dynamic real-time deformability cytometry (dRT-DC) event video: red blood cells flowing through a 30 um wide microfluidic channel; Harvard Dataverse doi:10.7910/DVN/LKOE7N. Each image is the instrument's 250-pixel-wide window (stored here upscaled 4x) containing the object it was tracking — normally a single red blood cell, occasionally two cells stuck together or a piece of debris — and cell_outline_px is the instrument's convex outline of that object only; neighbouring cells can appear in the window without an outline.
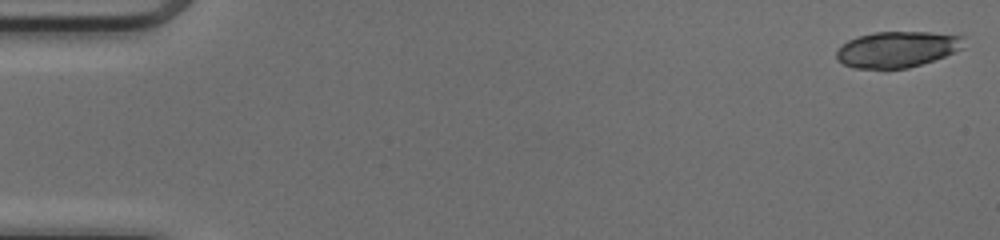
{"species": "common noctule bat (a hibernating species)", "species_latin": "Nyctalus noctula", "temperature_condition": "cold", "stored_images_in_passage": 49, "camera_frame_rate_fps": 3000, "um_per_image_px": 0.085, "animal": {"sex": "female", "body_mass_g": 17.0, "forearm_length_mm": 48.0}, "frame": {"image": 1, "passage_image": 1, "time_ms": 0.0, "image_size_px": [1000, 240], "cell_outline_px": [[964, 48], [944, 56], [908, 68], [856, 68], [844, 64], [836, 60], [836, 52], [848, 40], [856, 36], [876, 32], [932, 32], [964, 36]], "centroid_in_image_um": [76.27, 4.18], "position_along_channel_um": 8.7, "area_um2": 26.59}}
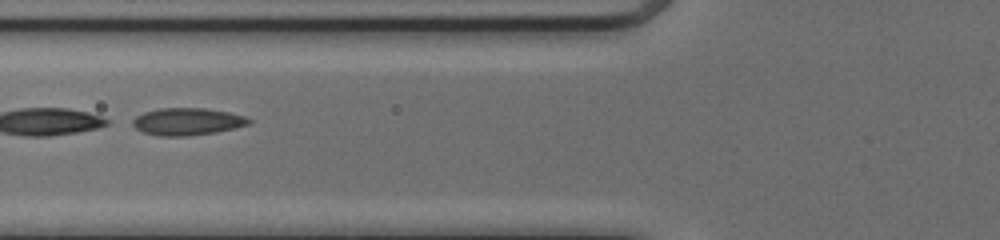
{"frame": {"image": 2, "passage_image": 20, "time_ms": 6.333, "image_size_px": [1000, 240], "cell_outline_px": [[252, 120], [248, 124], [236, 128], [216, 132], [188, 136], [160, 136], [144, 132], [136, 128], [132, 124], [132, 120], [136, 116], [144, 112], [160, 108], [204, 108], [228, 112], [244, 116]], "centroid_in_image_um": [15.92, 10.33], "position_along_channel_um": 109.9, "area_um2": 18.38}}
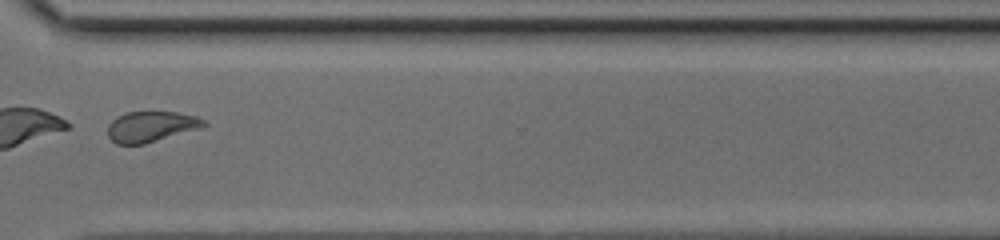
{"frame": {"image": 3, "passage_image": 38, "time_ms": 12.333, "image_size_px": [1000, 240], "cell_outline_px": [[208, 124], [204, 128], [144, 144], [116, 144], [108, 136], [108, 124], [116, 116], [124, 112], [176, 112], [196, 116], [204, 120]], "centroid_in_image_um": [12.86, 10.76], "position_along_channel_um": 357.7, "area_um2": 17.4}, "authors_computed_cell_mechanics": {"area_um2": 27.166, "velocity_mm_per_s": 4.1306, "shape_relaxation_time_tau1_ms": 0.3968, "shape_relaxation_time_tau2_ms": 1.5042, "deformation_change_tau1": 0.2596, "deformation_change_tau2": 0.0882}}